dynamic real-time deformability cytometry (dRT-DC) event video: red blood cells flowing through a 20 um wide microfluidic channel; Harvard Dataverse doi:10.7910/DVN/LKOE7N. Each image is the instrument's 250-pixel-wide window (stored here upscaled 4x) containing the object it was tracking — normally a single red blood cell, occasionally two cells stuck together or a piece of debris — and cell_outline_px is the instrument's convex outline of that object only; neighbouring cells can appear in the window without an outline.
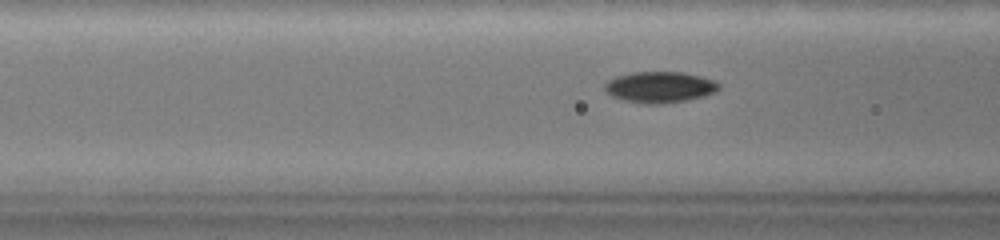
{"species": "common noctule bat (a hibernating species)", "species_latin": "Nyctalus noctula", "temperature_condition": "warm", "stored_images_in_passage": 72, "camera_frame_rate_fps": 3000, "um_per_image_px": 0.085, "animal": {"sex": "female", "body_mass_g": 19.0, "forearm_length_mm": 51.5}, "frame": {"image": 1, "passage_image": 29, "time_ms": 9.333, "image_size_px": [1000, 240], "cell_outline_px": [[720, 88], [716, 92], [704, 96], [688, 100], [664, 104], [640, 104], [624, 100], [612, 96], [604, 88], [604, 84], [608, 80], [616, 76], [632, 72], [684, 72], [716, 80], [720, 84]], "centroid_in_image_um": [56.11, 7.41], "position_along_channel_um": 110.5, "area_um2": 20.98}}
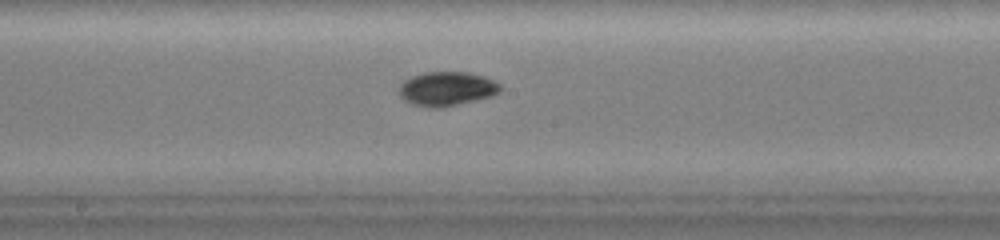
{"frame": {"image": 2, "passage_image": 40, "time_ms": 13.0, "image_size_px": [1000, 240], "cell_outline_px": [[500, 92], [492, 96], [444, 108], [428, 108], [412, 104], [404, 100], [400, 96], [400, 84], [404, 80], [412, 76], [424, 72], [468, 72], [484, 76], [500, 84]], "centroid_in_image_um": [37.97, 7.56], "position_along_channel_um": 210.2, "area_um2": 20.29}}
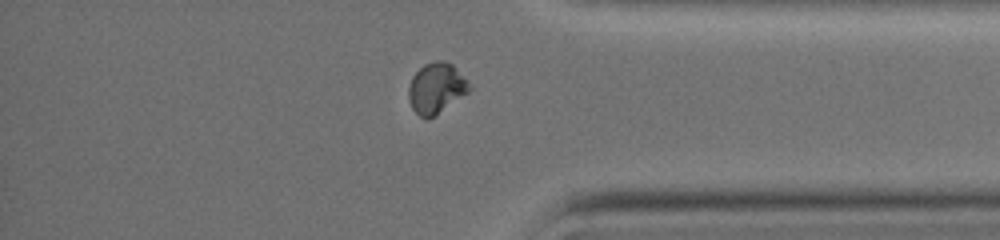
{"frame": {"image": 3, "passage_image": 61, "time_ms": 20.0, "image_size_px": [1000, 240], "cell_outline_px": [[472, 88], [468, 92], [428, 120], [424, 120], [412, 108], [408, 96], [408, 88], [412, 76], [424, 64], [436, 60], [444, 60], [452, 64]], "centroid_in_image_um": [37.05, 7.5], "position_along_channel_um": 398.2, "area_um2": 17.69}, "authors_computed_cell_mechanics": {"area_um2": 18.496, "velocity_mm_per_s": 2.7292, "shape_relaxation_time_tau1_ms": 6.2723, "shape_relaxation_time_tau2_ms": 5.391, "deformation_change_tau1": 0.1629, "deformation_change_tau2": 0.0308}}